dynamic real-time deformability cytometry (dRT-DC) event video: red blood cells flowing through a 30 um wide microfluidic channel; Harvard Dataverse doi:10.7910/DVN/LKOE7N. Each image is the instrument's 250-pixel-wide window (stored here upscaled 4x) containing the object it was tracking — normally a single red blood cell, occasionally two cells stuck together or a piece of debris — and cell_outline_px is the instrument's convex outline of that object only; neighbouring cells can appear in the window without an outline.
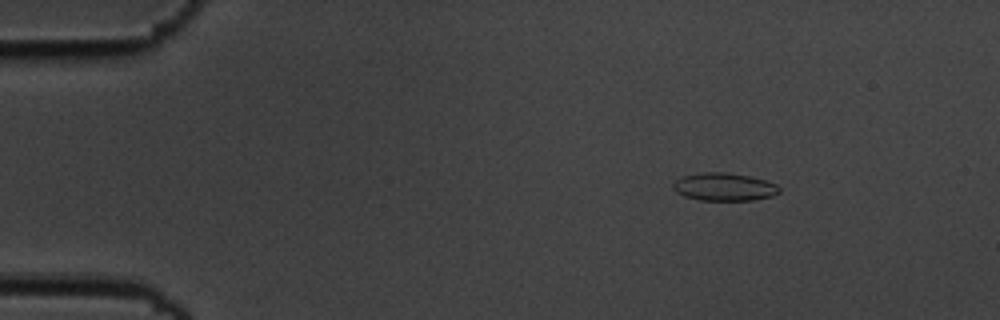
{"species": "common noctule bat (a hibernating species)", "species_latin": "Nyctalus noctula", "temperature_condition": "cold", "stored_images_in_passage": 5, "camera_frame_rate_fps": 3000, "um_per_image_px": 0.085, "animal": {"sex": "male", "body_mass_g": 19.5, "forearm_length_mm": 54.6}, "frame": {"image": 1, "passage_image": 3, "time_ms": 0.667, "image_size_px": [1000, 320], "cell_outline_px": [[780, 192], [772, 196], [752, 200], [700, 200], [684, 196], [676, 192], [672, 188], [672, 184], [676, 180], [684, 176], [704, 172], [728, 172], [748, 176], [764, 180], [776, 184], [780, 188]], "centroid_in_image_um": [61.55, 15.88], "position_along_channel_um": 23.5, "area_um2": 17.17}}